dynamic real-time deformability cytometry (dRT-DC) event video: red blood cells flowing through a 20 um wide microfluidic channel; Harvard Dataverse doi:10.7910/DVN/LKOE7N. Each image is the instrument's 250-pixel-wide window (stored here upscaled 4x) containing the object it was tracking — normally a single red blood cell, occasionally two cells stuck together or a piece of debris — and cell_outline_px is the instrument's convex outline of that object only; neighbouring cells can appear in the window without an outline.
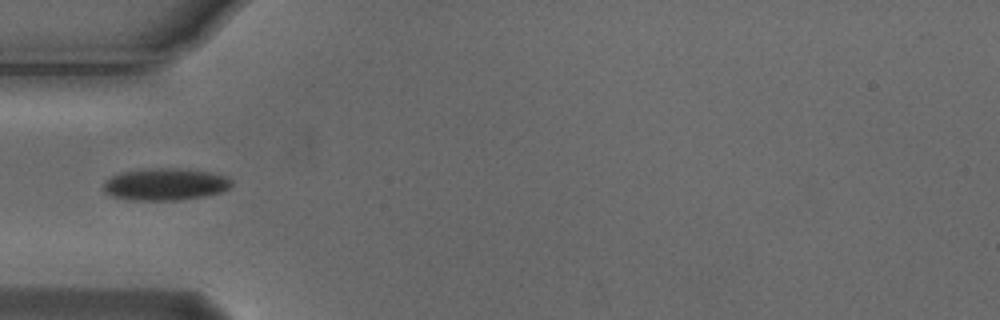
{"species": "Egyptian fruit bat (a non-hibernating species)", "species_latin": "Rousettus aegyptiacus", "temperature_condition": "cold", "stored_images_in_passage": 5, "camera_frame_rate_fps": 3000, "um_per_image_px": 0.085, "animal": {"sex": "male"}, "frame": {"image": 1, "passage_image": 5, "time_ms": 1.333, "image_size_px": [1000, 320], "cell_outline_px": [[232, 184], [228, 188], [220, 192], [204, 196], [180, 200], [132, 200], [112, 196], [104, 188], [104, 184], [112, 176], [120, 172], [140, 168], [180, 168], [208, 172], [224, 176], [232, 180]], "centroid_in_image_um": [14.05, 15.65], "position_along_channel_um": 71.0, "area_um2": 23.81}}